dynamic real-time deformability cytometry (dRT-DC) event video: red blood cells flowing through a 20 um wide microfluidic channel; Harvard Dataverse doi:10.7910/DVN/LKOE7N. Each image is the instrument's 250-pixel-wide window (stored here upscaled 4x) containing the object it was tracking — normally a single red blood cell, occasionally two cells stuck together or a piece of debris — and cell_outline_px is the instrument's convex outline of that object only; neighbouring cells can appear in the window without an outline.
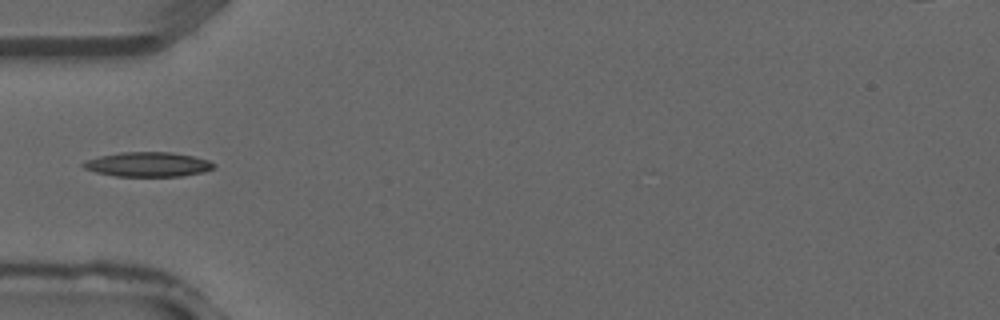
{"species": "common noctule bat (a hibernating species)", "species_latin": "Nyctalus noctula", "temperature_condition": "warm", "stored_images_in_passage": 18, "camera_frame_rate_fps": 3000, "um_per_image_px": 0.085, "animal": {"sex": "male", "forearm_length_mm": 52.5}, "frame": {"image": 1, "passage_image": 10, "time_ms": 3.0, "image_size_px": [1000, 320], "cell_outline_px": [[216, 168], [204, 172], [184, 176], [116, 176], [96, 172], [84, 168], [80, 164], [84, 160], [100, 156], [120, 152], [172, 152], [192, 156], [208, 160], [216, 164]], "centroid_in_image_um": [12.59, 13.97], "position_along_channel_um": 72.4, "area_um2": 18.84}}
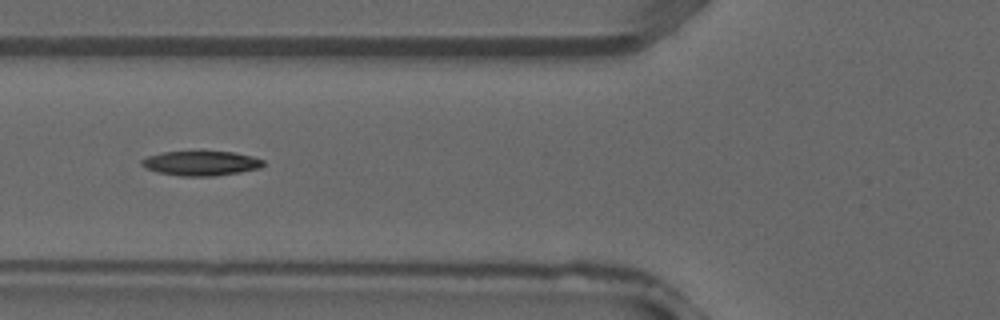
{"frame": {"image": 2, "passage_image": 12, "time_ms": 3.667, "image_size_px": [1000, 320], "cell_outline_px": [[264, 164], [260, 168], [240, 172], [212, 176], [180, 176], [156, 172], [144, 168], [140, 164], [140, 160], [148, 156], [160, 152], [200, 148], [236, 152], [252, 156], [264, 160]], "centroid_in_image_um": [17.04, 13.82], "position_along_channel_um": 108.8, "area_um2": 18.61}}